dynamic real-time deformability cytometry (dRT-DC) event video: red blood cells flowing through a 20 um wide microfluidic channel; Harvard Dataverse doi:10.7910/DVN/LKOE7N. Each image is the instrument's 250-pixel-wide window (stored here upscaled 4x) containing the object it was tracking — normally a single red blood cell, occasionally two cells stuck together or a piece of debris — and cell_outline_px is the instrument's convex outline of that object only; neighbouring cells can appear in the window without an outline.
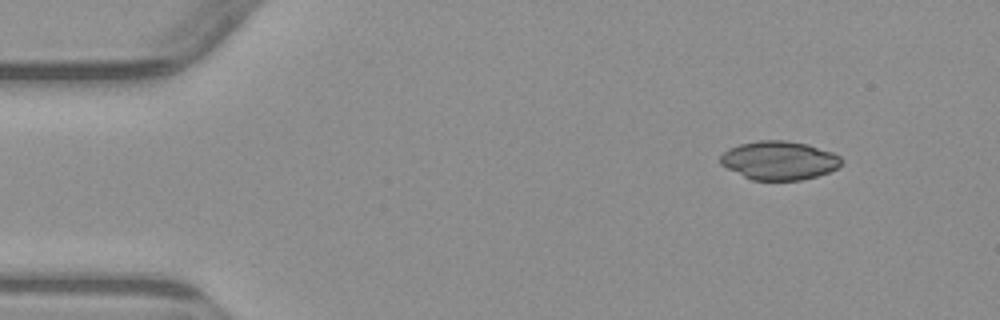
{"species": "common noctule bat (a hibernating species)", "species_latin": "Nyctalus noctula", "temperature_condition": "warm", "stored_images_in_passage": 4, "camera_frame_rate_fps": 3000, "um_per_image_px": 0.085, "animal": {"sex": "male", "body_mass_g": 23.1, "forearm_length_mm": 52.7}, "frame": {"image": 1, "passage_image": 1, "time_ms": 0.0, "image_size_px": [1000, 320], "cell_outline_px": [[844, 160], [836, 168], [828, 172], [816, 176], [800, 180], [752, 180], [720, 164], [720, 156], [728, 148], [740, 144], [760, 140], [784, 140], [808, 144], [832, 152], [840, 156]], "centroid_in_image_um": [66.23, 13.63], "position_along_channel_um": 18.8, "area_um2": 27.17}}